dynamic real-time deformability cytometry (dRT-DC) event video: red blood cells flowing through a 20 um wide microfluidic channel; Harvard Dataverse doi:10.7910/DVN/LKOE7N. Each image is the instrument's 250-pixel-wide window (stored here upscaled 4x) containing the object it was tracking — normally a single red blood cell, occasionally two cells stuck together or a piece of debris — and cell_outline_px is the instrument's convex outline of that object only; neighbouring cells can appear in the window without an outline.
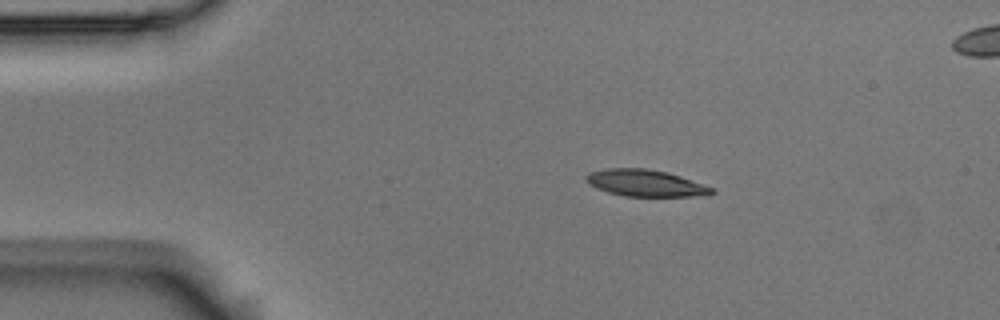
{"species": "Egyptian fruit bat (a non-hibernating species)", "species_latin": "Rousettus aegyptiacus", "temperature_condition": "room temperature", "stored_images_in_passage": 4, "camera_frame_rate_fps": 3000, "um_per_image_px": 0.085, "animal": {"sex": "male"}, "frame": {"image": 1, "passage_image": 2, "time_ms": 0.333, "image_size_px": [1000, 320], "cell_outline_px": [[716, 192], [692, 196], [624, 196], [608, 192], [596, 188], [588, 184], [584, 180], [584, 176], [592, 172], [608, 168], [644, 168], [668, 172], [680, 176], [712, 188]], "centroid_in_image_um": [54.78, 15.55], "position_along_channel_um": 30.2, "area_um2": 19.31}}
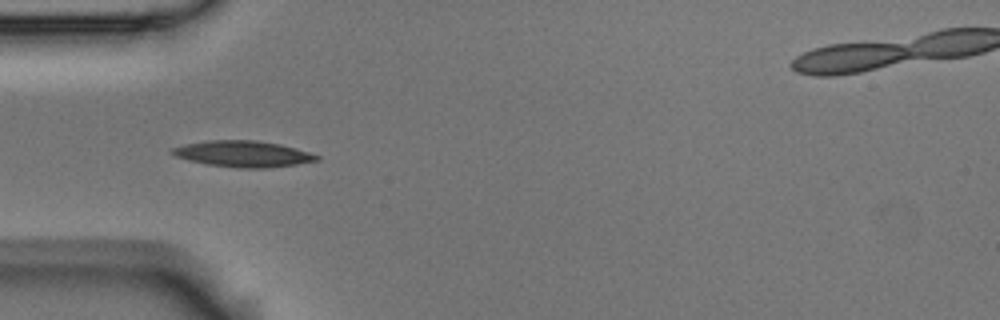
{"frame": {"image": 2, "passage_image": 4, "time_ms": 1.0, "image_size_px": [1000, 320], "cell_outline_px": [[320, 160], [296, 164], [268, 168], [236, 168], [204, 164], [188, 160], [176, 156], [168, 152], [172, 148], [184, 144], [208, 140], [256, 140], [280, 144], [296, 148], [320, 156]], "centroid_in_image_um": [20.63, 13.08], "position_along_channel_um": 64.4, "area_um2": 22.2}}